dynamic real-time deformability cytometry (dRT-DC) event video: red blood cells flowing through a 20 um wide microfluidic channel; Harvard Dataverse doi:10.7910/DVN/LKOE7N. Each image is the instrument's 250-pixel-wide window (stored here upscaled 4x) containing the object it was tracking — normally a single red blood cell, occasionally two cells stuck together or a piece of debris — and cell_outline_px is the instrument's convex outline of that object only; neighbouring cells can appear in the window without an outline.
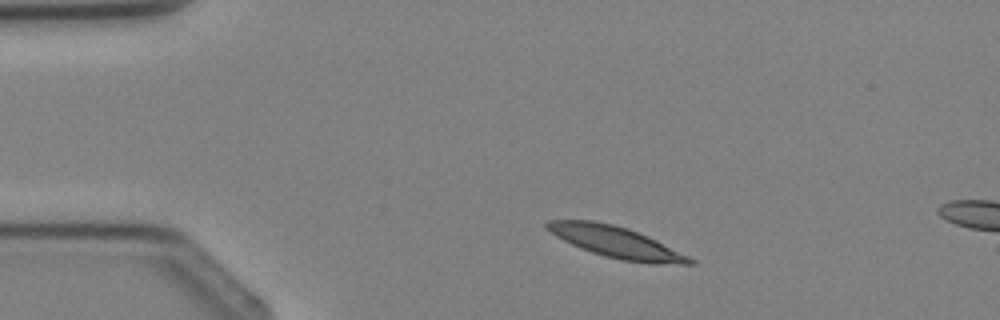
{"species": "Egyptian fruit bat (a non-hibernating species)", "species_latin": "Rousettus aegyptiacus", "temperature_condition": "cold", "stored_images_in_passage": 2, "camera_frame_rate_fps": 3000, "um_per_image_px": 0.085, "animal": {"sex": "female"}, "frame": {"image": 1, "passage_image": 1, "time_ms": 0.0, "image_size_px": [1000, 320], "cell_outline_px": [[696, 264], [652, 264], [620, 260], [604, 256], [580, 248], [556, 236], [544, 228], [544, 224], [548, 220], [592, 220], [612, 224], [628, 228], [688, 256], [696, 260]], "centroid_in_image_um": [52.32, 20.59], "position_along_channel_um": 32.7, "area_um2": 25.72}}